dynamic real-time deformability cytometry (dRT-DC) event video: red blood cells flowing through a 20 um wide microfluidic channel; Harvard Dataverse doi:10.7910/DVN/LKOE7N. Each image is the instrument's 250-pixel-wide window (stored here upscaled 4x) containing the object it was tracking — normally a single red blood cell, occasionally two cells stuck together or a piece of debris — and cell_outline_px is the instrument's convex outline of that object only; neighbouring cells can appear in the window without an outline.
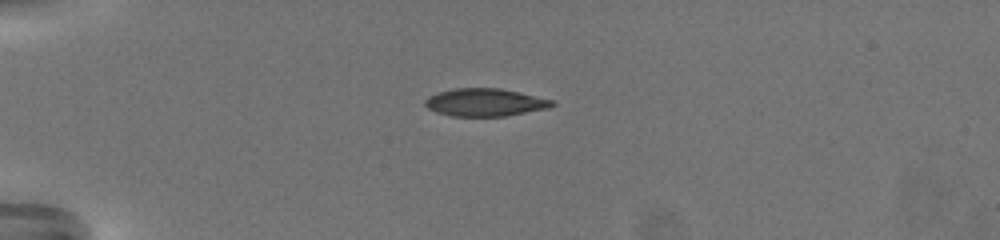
{"species": "common noctule bat (a hibernating species)", "species_latin": "Nyctalus noctula", "temperature_condition": "warm", "stored_images_in_passage": 49, "camera_frame_rate_fps": 3000, "um_per_image_px": 0.085, "animal": {"sex": "female", "body_mass_g": 19.5, "forearm_length_mm": 54.1}, "frame": {"image": 1, "passage_image": 1, "time_ms": 0.0, "image_size_px": [1000, 240], "cell_outline_px": [[556, 104], [548, 108], [504, 116], [452, 116], [436, 112], [428, 108], [424, 104], [424, 100], [428, 96], [440, 92], [456, 88], [496, 88], [516, 92], [552, 100]], "centroid_in_image_um": [41.18, 8.71], "position_along_channel_um": 43.8, "area_um2": 20.17}}
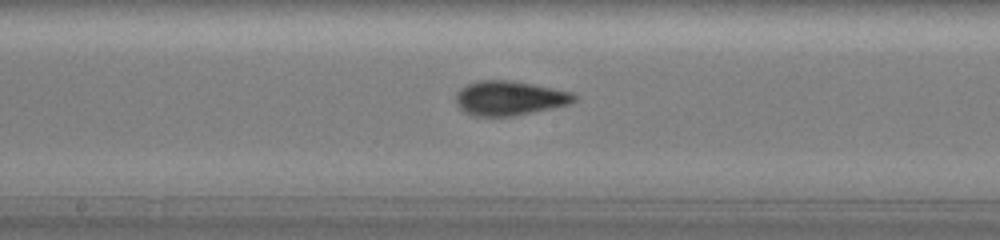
{"frame": {"image": 2, "passage_image": 20, "time_ms": 6.333, "image_size_px": [1000, 240], "cell_outline_px": [[576, 100], [568, 104], [532, 112], [512, 116], [472, 116], [464, 112], [456, 104], [456, 92], [460, 88], [468, 84], [480, 80], [512, 80], [572, 92], [576, 96]], "centroid_in_image_um": [43.26, 8.34], "position_along_channel_um": 204.9, "area_um2": 23.64}}
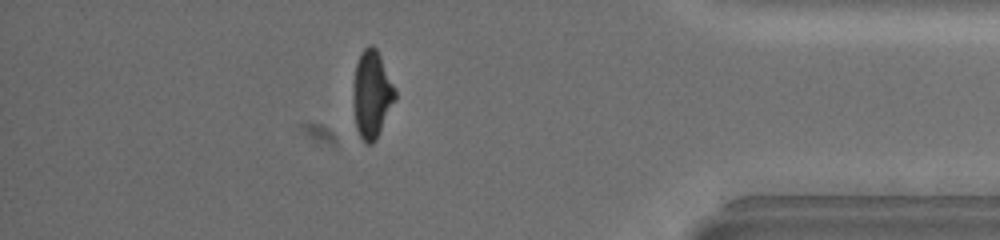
{"frame": {"image": 3, "passage_image": 41, "time_ms": 13.333, "image_size_px": [1000, 240], "cell_outline_px": [[396, 100], [376, 140], [372, 144], [364, 144], [356, 128], [352, 100], [352, 92], [356, 64], [360, 52], [368, 44], [372, 44], [376, 48], [380, 56], [396, 92]], "centroid_in_image_um": [31.58, 8.04], "position_along_channel_um": 403.6, "area_um2": 21.56}, "authors_computed_cell_mechanics": {"area_um2": 22.0796, "velocity_mm_per_s": 3.2458, "shape_relaxation_time_tau1_ms": 6.2037, "shape_relaxation_time_tau2_ms": 1.4975, "deformation_change_tau1": 0.2109, "deformation_change_tau2": 0.0741}}